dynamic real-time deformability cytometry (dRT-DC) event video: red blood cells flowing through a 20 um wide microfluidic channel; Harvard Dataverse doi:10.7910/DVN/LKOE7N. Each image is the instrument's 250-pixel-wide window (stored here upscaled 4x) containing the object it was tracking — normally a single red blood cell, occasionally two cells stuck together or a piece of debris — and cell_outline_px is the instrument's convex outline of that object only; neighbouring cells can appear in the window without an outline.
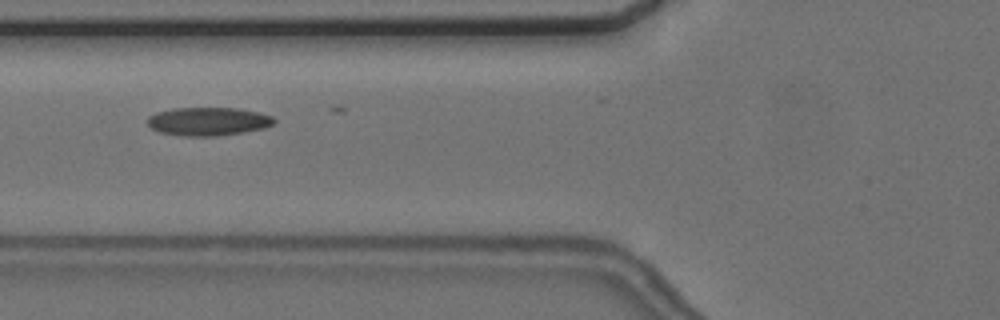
{"species": "common noctule bat (a hibernating species)", "species_latin": "Nyctalus noctula", "temperature_condition": "cold", "stored_images_in_passage": 5, "camera_frame_rate_fps": 3000, "um_per_image_px": 0.085, "animal": {"sex": "female", "body_mass_g": 24.6, "forearm_length_mm": 56.2}, "frame": {"image": 1, "passage_image": 2, "time_ms": 1.0, "image_size_px": [1000, 320], "cell_outline_px": [[276, 120], [272, 124], [264, 128], [216, 136], [184, 136], [160, 132], [152, 128], [148, 124], [148, 116], [156, 112], [172, 108], [240, 108], [260, 112], [272, 116]], "centroid_in_image_um": [17.69, 10.31], "position_along_channel_um": 108.1, "area_um2": 20.87}}
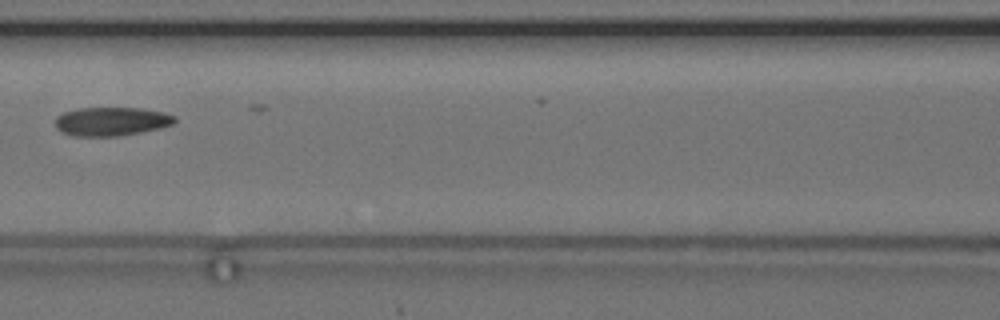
{"frame": {"image": 2, "passage_image": 3, "time_ms": 2.333, "image_size_px": [1000, 320], "cell_outline_px": [[176, 120], [172, 124], [160, 128], [120, 136], [72, 136], [60, 132], [56, 128], [56, 116], [64, 112], [76, 108], [140, 108], [164, 112], [176, 116]], "centroid_in_image_um": [9.45, 10.32], "position_along_channel_um": 157.2, "area_um2": 20.11}}
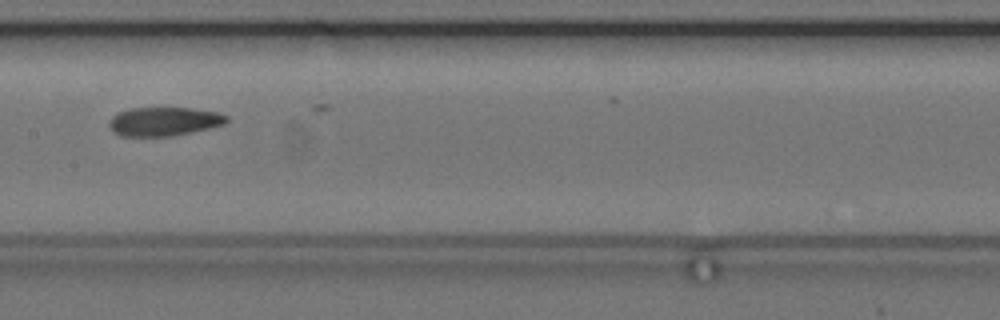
{"frame": {"image": 3, "passage_image": 4, "time_ms": 3.333, "image_size_px": [1000, 320], "cell_outline_px": [[228, 120], [224, 124], [208, 128], [172, 136], [120, 136], [112, 132], [108, 124], [108, 120], [116, 112], [128, 108], [192, 108], [216, 112], [228, 116]], "centroid_in_image_um": [13.86, 10.32], "position_along_channel_um": 193.5, "area_um2": 19.83}}